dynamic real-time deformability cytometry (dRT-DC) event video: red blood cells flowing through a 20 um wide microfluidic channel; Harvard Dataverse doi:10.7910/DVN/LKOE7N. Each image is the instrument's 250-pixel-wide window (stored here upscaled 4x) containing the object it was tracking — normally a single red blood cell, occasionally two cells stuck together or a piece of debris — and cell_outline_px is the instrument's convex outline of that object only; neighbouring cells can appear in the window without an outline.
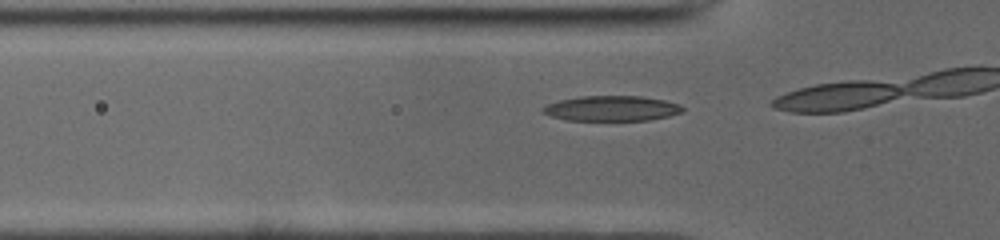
{"species": "common noctule bat (a hibernating species)", "species_latin": "Nyctalus noctula", "temperature_condition": "cold", "stored_images_in_passage": 12, "camera_frame_rate_fps": 3000, "um_per_image_px": 0.085, "animal": {"sex": "male", "body_mass_g": 19.0, "forearm_length_mm": 50.8}, "frame": {"image": 1, "passage_image": 10, "time_ms": 3.0, "image_size_px": [1000, 240], "cell_outline_px": [[684, 108], [680, 112], [668, 116], [648, 120], [568, 120], [552, 116], [540, 112], [540, 108], [548, 104], [560, 100], [580, 96], [640, 96], [664, 100], [680, 104]], "centroid_in_image_um": [51.96, 9.21], "position_along_channel_um": 73.8, "area_um2": 20.4}}